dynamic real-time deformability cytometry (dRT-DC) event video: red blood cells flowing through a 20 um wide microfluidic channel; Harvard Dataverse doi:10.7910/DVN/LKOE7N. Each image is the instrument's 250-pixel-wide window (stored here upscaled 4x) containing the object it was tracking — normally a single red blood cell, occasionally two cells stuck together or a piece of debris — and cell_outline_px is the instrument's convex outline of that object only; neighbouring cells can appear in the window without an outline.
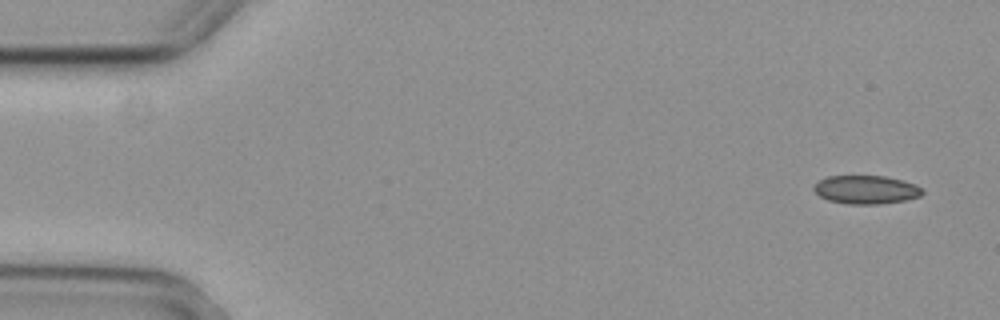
{"species": "common noctule bat (a hibernating species)", "species_latin": "Nyctalus noctula", "temperature_condition": "cold", "stored_images_in_passage": 4, "camera_frame_rate_fps": 3000, "um_per_image_px": 0.085, "animal": {"sex": "female", "body_mass_g": 29.2, "forearm_length_mm": 56.3}, "frame": {"image": 1, "passage_image": 1, "time_ms": 0.0, "image_size_px": [1000, 320], "cell_outline_px": [[924, 192], [920, 196], [904, 200], [880, 204], [848, 204], [828, 200], [820, 196], [812, 188], [820, 180], [828, 176], [884, 176], [904, 180], [916, 184]], "centroid_in_image_um": [73.63, 16.12], "position_along_channel_um": 11.4, "area_um2": 17.92}}